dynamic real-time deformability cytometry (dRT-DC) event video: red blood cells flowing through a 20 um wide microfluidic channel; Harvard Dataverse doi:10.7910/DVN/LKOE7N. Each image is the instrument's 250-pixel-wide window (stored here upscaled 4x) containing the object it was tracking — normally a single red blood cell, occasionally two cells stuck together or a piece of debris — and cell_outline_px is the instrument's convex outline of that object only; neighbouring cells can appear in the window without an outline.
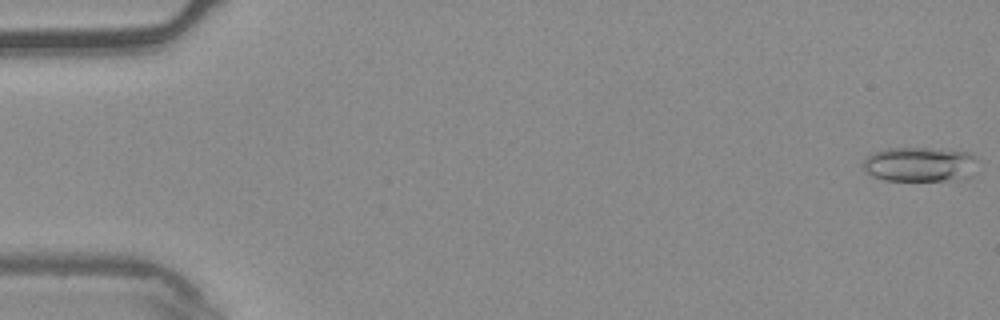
{"species": "common noctule bat (a hibernating species)", "species_latin": "Nyctalus noctula", "temperature_condition": "warm", "stored_images_in_passage": 6, "camera_frame_rate_fps": 3000, "um_per_image_px": 0.085, "animal": {"sex": "male", "body_mass_g": 20.4}, "frame": {"image": 1, "passage_image": 1, "time_ms": 0.0, "image_size_px": [1000, 320], "cell_outline_px": [[980, 160], [968, 176], [944, 180], [884, 180], [872, 176], [860, 164], [872, 152], [888, 148], [928, 148], [972, 152]], "centroid_in_image_um": [78.17, 13.94], "position_along_channel_um": 6.8, "area_um2": 23.12}}